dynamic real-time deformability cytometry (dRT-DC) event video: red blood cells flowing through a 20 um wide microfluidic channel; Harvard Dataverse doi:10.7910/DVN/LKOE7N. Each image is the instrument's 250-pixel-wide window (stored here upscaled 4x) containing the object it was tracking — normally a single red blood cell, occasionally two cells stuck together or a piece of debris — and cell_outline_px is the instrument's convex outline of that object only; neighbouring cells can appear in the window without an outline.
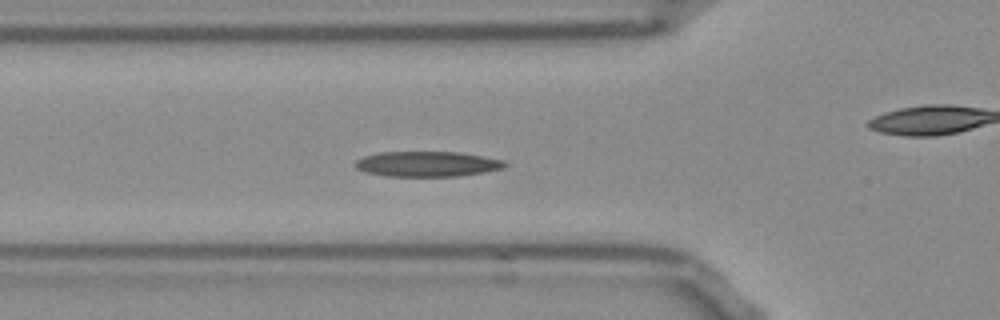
{"species": "Egyptian fruit bat (a non-hibernating species)", "species_latin": "Rousettus aegyptiacus", "temperature_condition": "room temperature", "stored_images_in_passage": 30, "camera_frame_rate_fps": 3000, "um_per_image_px": 0.085, "frame": {"image": 1, "passage_image": 5, "time_ms": 1.333, "image_size_px": [1000, 320], "cell_outline_px": [[508, 164], [504, 168], [484, 172], [460, 176], [388, 176], [364, 172], [356, 168], [352, 164], [356, 160], [364, 156], [380, 152], [460, 152], [484, 156], [504, 160]], "centroid_in_image_um": [36.31, 13.94], "position_along_channel_um": 89.5, "area_um2": 22.2}}
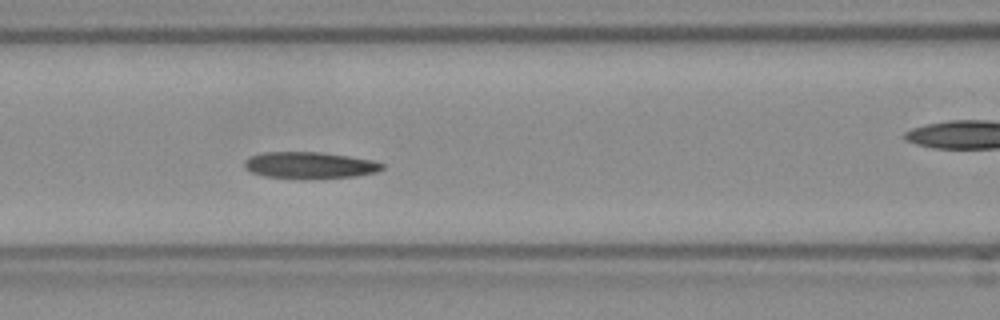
{"frame": {"image": 2, "passage_image": 9, "time_ms": 2.667, "image_size_px": [1000, 320], "cell_outline_px": [[384, 168], [376, 172], [356, 176], [304, 180], [296, 180], [264, 176], [252, 172], [244, 168], [244, 160], [252, 156], [264, 152], [324, 152], [372, 160], [384, 164]], "centroid_in_image_um": [26.31, 14.07], "position_along_channel_um": 140.3, "area_um2": 21.79}, "authors_computed_cell_mechanics": {"area_um2": 21.4149, "velocity_mm_per_s": 3.7565, "shape_relaxation_time_tau1_ms": 7.7801, "shape_relaxation_time_tau2_ms": 8.6369, "deformation_change_tau1": 0.1814, "deformation_change_tau2": 0.1759}}